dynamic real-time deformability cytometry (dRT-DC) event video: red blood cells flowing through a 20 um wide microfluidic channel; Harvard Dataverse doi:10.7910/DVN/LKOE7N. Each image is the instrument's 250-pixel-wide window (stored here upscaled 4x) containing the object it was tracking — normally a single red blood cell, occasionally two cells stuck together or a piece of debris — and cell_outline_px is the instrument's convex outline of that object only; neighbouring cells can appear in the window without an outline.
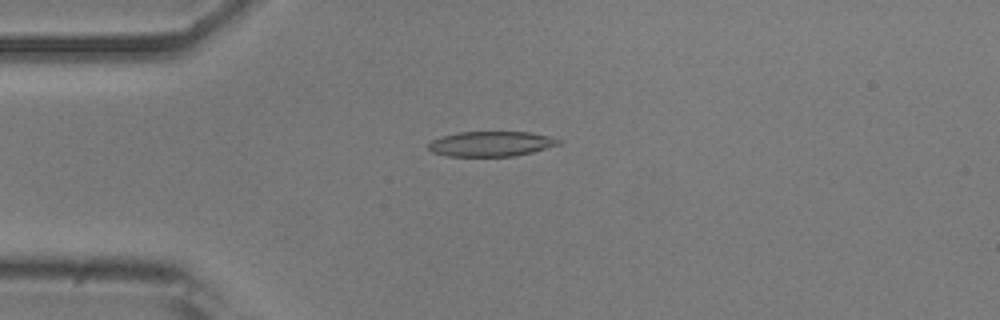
{"species": "common noctule bat (a hibernating species)", "species_latin": "Nyctalus noctula", "temperature_condition": "room temperature", "stored_images_in_passage": 49, "camera_frame_rate_fps": 3000, "um_per_image_px": 0.085, "animal": {"sex": "male", "body_mass_g": 20.5, "forearm_length_mm": 52.5}, "frame": {"image": 1, "passage_image": 10, "time_ms": 3.0, "image_size_px": [1000, 320], "cell_outline_px": [[560, 144], [532, 152], [516, 156], [448, 156], [432, 152], [428, 148], [428, 144], [432, 140], [444, 136], [460, 132], [528, 132], [548, 136], [560, 140]], "centroid_in_image_um": [41.73, 12.23], "position_along_channel_um": 43.3, "area_um2": 18.79}}
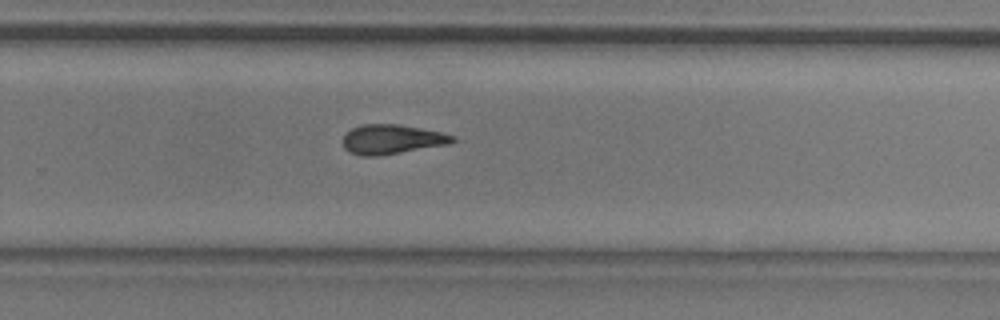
{"frame": {"image": 2, "passage_image": 31, "time_ms": 10.0, "image_size_px": [1000, 320], "cell_outline_px": [[456, 140], [452, 144], [380, 156], [360, 156], [348, 152], [344, 148], [344, 136], [352, 128], [364, 124], [400, 124], [440, 132], [456, 136]], "centroid_in_image_um": [33.35, 11.86], "position_along_channel_um": 296.5, "area_um2": 19.07}}
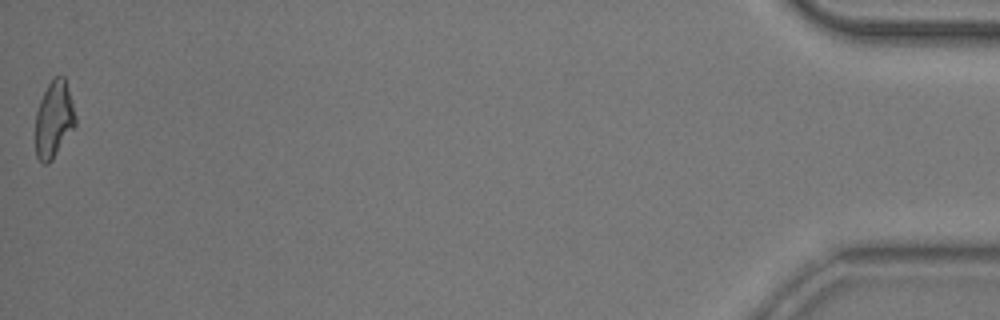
{"frame": {"image": 3, "passage_image": 49, "time_ms": 16.0, "image_size_px": [1000, 320], "cell_outline_px": [[76, 124], [52, 160], [48, 164], [44, 164], [36, 156], [36, 112], [40, 100], [48, 84], [56, 76], [64, 76], [72, 100], [76, 116]], "centroid_in_image_um": [4.59, 10.15], "position_along_channel_um": 430.6, "area_um2": 17.69}, "authors_computed_cell_mechanics": {"area_um2": 18.9584, "velocity_mm_per_s": 3.8897, "shape_relaxation_time_tau1_ms": 7.377, "shape_relaxation_time_tau2_ms": 5.5137, "deformation_change_tau1": 0.1976, "deformation_change_tau2": 0.1659}}